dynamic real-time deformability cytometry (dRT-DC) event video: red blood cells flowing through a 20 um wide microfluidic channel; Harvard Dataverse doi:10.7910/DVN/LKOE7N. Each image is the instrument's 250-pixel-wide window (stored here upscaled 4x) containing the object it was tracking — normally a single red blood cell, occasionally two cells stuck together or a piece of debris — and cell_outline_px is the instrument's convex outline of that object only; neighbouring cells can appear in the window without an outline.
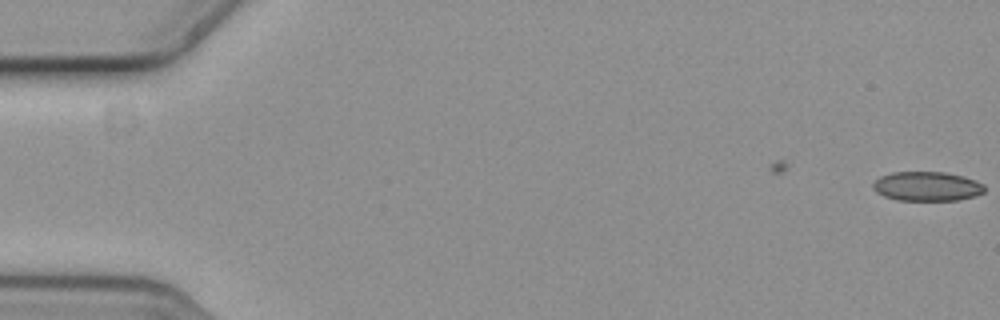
{"species": "common noctule bat (a hibernating species)", "species_latin": "Nyctalus noctula", "temperature_condition": "cold", "stored_images_in_passage": 9, "camera_frame_rate_fps": 3000, "um_per_image_px": 0.085, "animal": {"sex": "female", "body_mass_g": 19.3, "forearm_length_mm": 54.1}, "frame": {"image": 1, "passage_image": 9, "time_ms": 2.667, "image_size_px": [1000, 320], "cell_outline_px": [[984, 192], [972, 196], [956, 200], [900, 200], [884, 196], [876, 192], [872, 188], [872, 184], [880, 176], [892, 172], [944, 172], [960, 176], [984, 184]], "centroid_in_image_um": [78.74, 15.83], "position_along_channel_um": 6.3, "area_um2": 18.79}}